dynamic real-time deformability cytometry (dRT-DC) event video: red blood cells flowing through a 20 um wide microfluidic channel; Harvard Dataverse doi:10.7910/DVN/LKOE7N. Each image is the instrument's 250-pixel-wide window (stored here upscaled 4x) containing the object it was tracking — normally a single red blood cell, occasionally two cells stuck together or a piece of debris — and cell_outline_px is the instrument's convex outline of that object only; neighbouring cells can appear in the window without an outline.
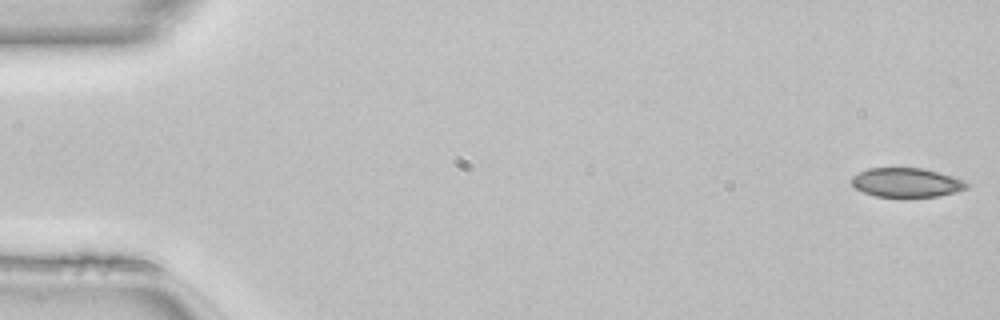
{"species": "common noctule bat (a hibernating species)", "species_latin": "Nyctalus noctula", "temperature_condition": "room temperature", "stored_images_in_passage": 49, "camera_frame_rate_fps": 3000, "um_per_image_px": 0.085, "animal": {"sex": "female", "body_mass_g": 22.7, "forearm_length_mm": 54.2}, "frame": {"image": 1, "passage_image": 1, "time_ms": 0.0, "image_size_px": [1000, 320], "cell_outline_px": [[968, 188], [956, 192], [936, 196], [876, 196], [864, 192], [856, 188], [852, 184], [852, 176], [868, 168], [924, 168], [940, 172], [964, 180], [968, 184]], "centroid_in_image_um": [77.07, 15.5], "position_along_channel_um": 7.9, "area_um2": 19.36}}
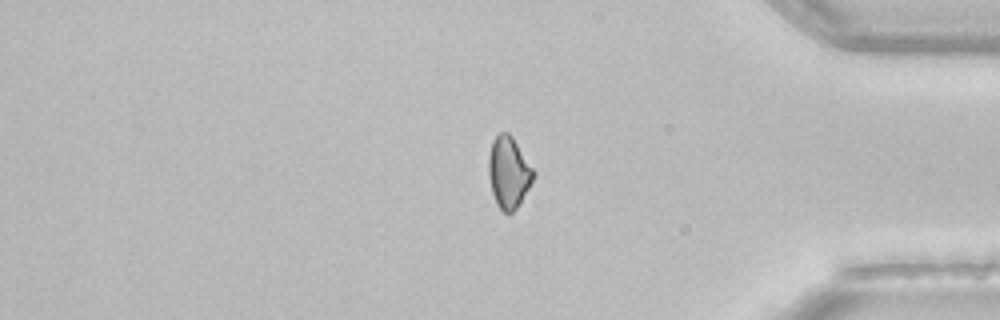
{"frame": {"image": 2, "passage_image": 41, "time_ms": 13.333, "image_size_px": [1000, 320], "cell_outline_px": [[536, 172], [528, 188], [516, 208], [512, 212], [504, 212], [496, 204], [492, 192], [488, 176], [488, 156], [492, 140], [500, 132], [508, 132], [512, 136]], "centroid_in_image_um": [43.21, 14.62], "position_along_channel_um": 392.0, "area_um2": 18.61}}
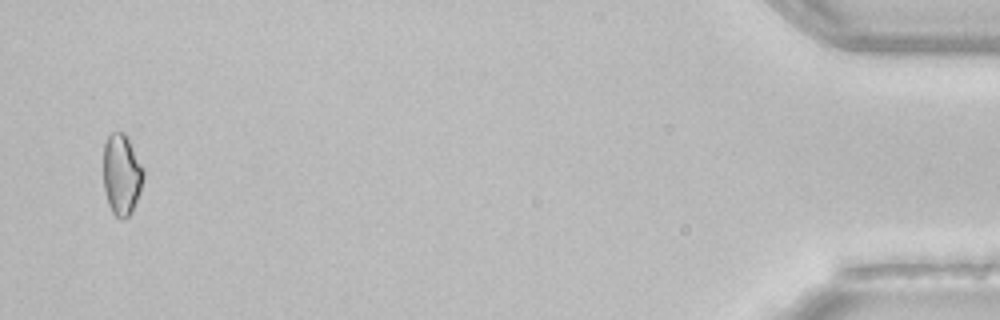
{"frame": {"image": 3, "passage_image": 48, "time_ms": 15.667, "image_size_px": [1000, 320], "cell_outline_px": [[144, 176], [140, 192], [132, 212], [128, 216], [120, 220], [112, 212], [108, 204], [104, 192], [104, 144], [108, 136], [112, 132], [124, 132], [128, 136], [144, 168]], "centroid_in_image_um": [10.35, 14.83], "position_along_channel_um": 424.8, "area_um2": 19.19}, "authors_computed_cell_mechanics": {"area_um2": 19.8832, "velocity_mm_per_s": 4.1559, "shape_relaxation_time_tau1_ms": null, "shape_relaxation_time_tau2_ms": 6.6468, "deformation_change_tau1": null, "deformation_change_tau2": 0.1062}}